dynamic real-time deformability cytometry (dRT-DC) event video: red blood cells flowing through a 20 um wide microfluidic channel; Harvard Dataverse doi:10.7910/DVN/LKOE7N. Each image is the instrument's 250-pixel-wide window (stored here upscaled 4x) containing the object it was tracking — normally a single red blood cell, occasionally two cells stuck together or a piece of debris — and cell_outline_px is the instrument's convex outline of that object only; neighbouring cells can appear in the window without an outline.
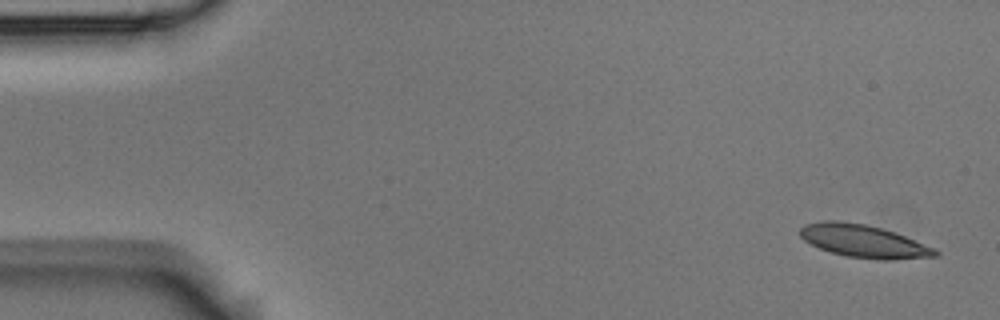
{"species": "Egyptian fruit bat (a non-hibernating species)", "species_latin": "Rousettus aegyptiacus", "temperature_condition": "room temperature", "stored_images_in_passage": 3, "camera_frame_rate_fps": 3000, "um_per_image_px": 0.085, "animal": {"sex": "male"}, "frame": {"image": 1, "passage_image": 1, "time_ms": 0.0, "image_size_px": [1000, 320], "cell_outline_px": [[940, 256], [892, 260], [880, 260], [848, 256], [832, 252], [820, 248], [804, 240], [800, 236], [800, 228], [804, 224], [820, 220], [840, 220], [864, 224], [896, 232], [936, 248], [940, 252]], "centroid_in_image_um": [73.45, 20.49], "position_along_channel_um": 11.6, "area_um2": 26.01}}